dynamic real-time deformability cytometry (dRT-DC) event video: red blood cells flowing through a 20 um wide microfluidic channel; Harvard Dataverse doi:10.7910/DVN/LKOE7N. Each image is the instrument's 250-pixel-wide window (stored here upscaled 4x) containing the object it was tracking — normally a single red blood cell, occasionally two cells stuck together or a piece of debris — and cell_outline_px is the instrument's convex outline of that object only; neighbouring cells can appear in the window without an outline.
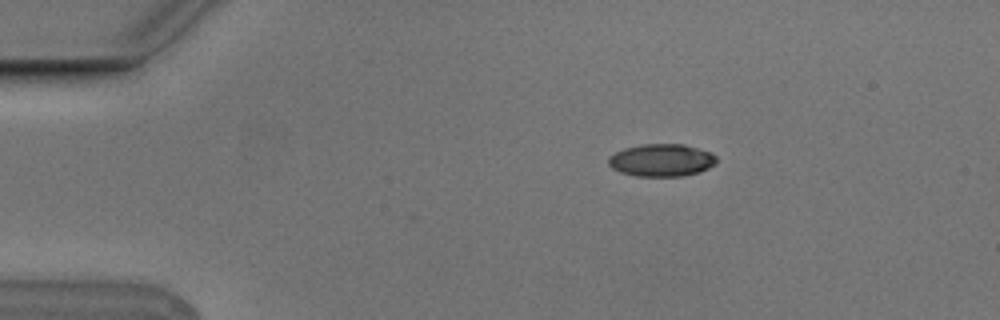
{"species": "Egyptian fruit bat (a non-hibernating species)", "species_latin": "Rousettus aegyptiacus", "temperature_condition": "cold", "stored_images_in_passage": 3, "camera_frame_rate_fps": 3000, "um_per_image_px": 0.085, "animal": {"sex": "male"}, "frame": {"image": 1, "passage_image": 1, "time_ms": 0.0, "image_size_px": [1000, 320], "cell_outline_px": [[716, 160], [708, 168], [700, 172], [684, 176], [636, 176], [620, 172], [612, 168], [608, 164], [608, 156], [624, 148], [640, 144], [684, 144], [712, 152], [716, 156]], "centroid_in_image_um": [56.21, 13.61], "position_along_channel_um": 28.8, "area_um2": 20.58}}
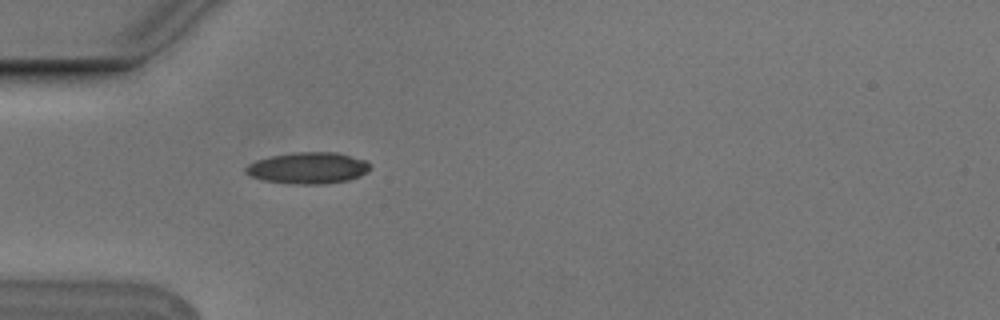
{"frame": {"image": 2, "passage_image": 3, "time_ms": 0.667, "image_size_px": [1000, 320], "cell_outline_px": [[372, 164], [368, 172], [360, 176], [348, 180], [320, 184], [292, 184], [264, 180], [252, 176], [244, 172], [244, 168], [248, 164], [256, 160], [272, 156], [292, 152], [336, 152], [364, 160]], "centroid_in_image_um": [26.19, 14.28], "position_along_channel_um": 58.8, "area_um2": 22.77}}